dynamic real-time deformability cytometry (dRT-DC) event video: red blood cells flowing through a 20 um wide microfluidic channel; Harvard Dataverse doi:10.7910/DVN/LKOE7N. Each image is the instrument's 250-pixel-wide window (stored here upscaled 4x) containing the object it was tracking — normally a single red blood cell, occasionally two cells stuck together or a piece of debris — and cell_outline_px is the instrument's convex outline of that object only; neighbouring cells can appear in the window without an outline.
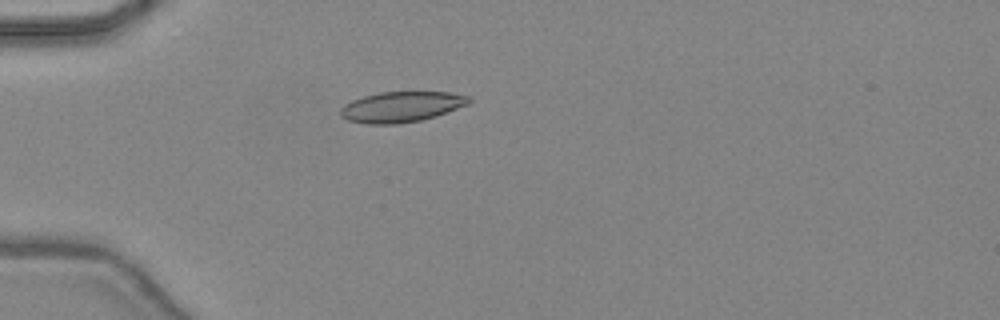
{"species": "common noctule bat (a hibernating species)", "species_latin": "Nyctalus noctula", "temperature_condition": "warm", "stored_images_in_passage": 26, "camera_frame_rate_fps": 3000, "um_per_image_px": 0.085, "animal": {"sex": "female", "body_mass_g": 24.6, "forearm_length_mm": 56.2}, "frame": {"image": 1, "passage_image": 1, "time_ms": 0.0, "image_size_px": [1000, 320], "cell_outline_px": [[472, 100], [468, 104], [448, 112], [436, 116], [420, 120], [396, 124], [368, 124], [348, 120], [340, 116], [340, 108], [344, 104], [352, 100], [364, 96], [380, 92], [452, 92], [472, 96]], "centroid_in_image_um": [34.14, 9.07], "position_along_channel_um": 50.9, "area_um2": 23.0}}
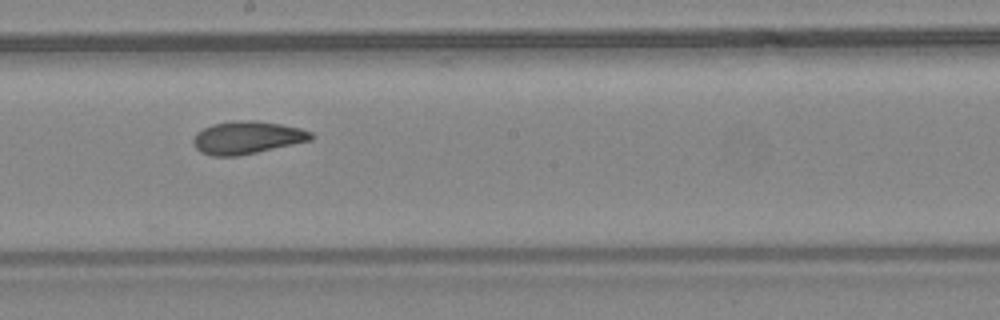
{"frame": {"image": 2, "passage_image": 14, "time_ms": 4.333, "image_size_px": [1000, 320], "cell_outline_px": [[316, 136], [312, 140], [256, 152], [236, 156], [212, 156], [200, 152], [196, 148], [192, 140], [196, 132], [212, 124], [244, 120], [256, 120], [280, 124], [300, 128], [312, 132]], "centroid_in_image_um": [21.01, 11.69], "position_along_channel_um": 227.2, "area_um2": 22.37}}
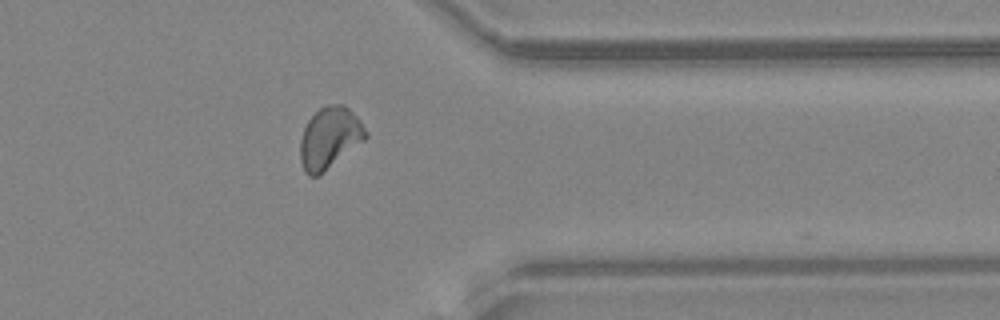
{"frame": {"image": 3, "passage_image": 25, "time_ms": 8.0, "image_size_px": [1000, 320], "cell_outline_px": [[368, 136], [364, 140], [320, 176], [308, 176], [304, 172], [300, 160], [300, 140], [304, 128], [308, 120], [320, 108], [328, 104], [344, 104], [360, 120], [368, 132]], "centroid_in_image_um": [28.01, 11.74], "position_along_channel_um": 383.4, "area_um2": 23.58}}